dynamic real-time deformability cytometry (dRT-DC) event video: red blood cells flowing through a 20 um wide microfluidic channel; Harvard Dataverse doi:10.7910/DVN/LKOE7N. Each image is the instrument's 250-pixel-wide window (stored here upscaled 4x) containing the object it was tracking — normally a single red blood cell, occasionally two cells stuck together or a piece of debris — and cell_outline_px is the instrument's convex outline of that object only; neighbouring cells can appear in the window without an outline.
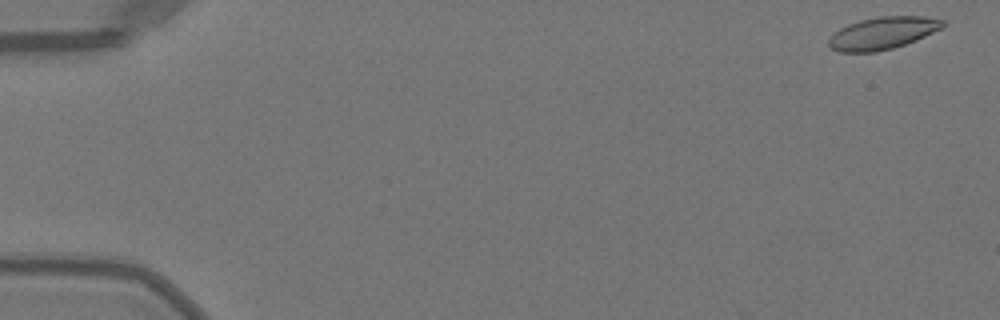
{"species": "Egyptian fruit bat (a non-hibernating species)", "species_latin": "Rousettus aegyptiacus", "temperature_condition": "warm", "stored_images_in_passage": 7, "camera_frame_rate_fps": 3000, "um_per_image_px": 0.085, "animal": {"sex": "female"}, "frame": {"image": 1, "passage_image": 1, "time_ms": 0.0, "image_size_px": [1000, 320], "cell_outline_px": [[944, 24], [940, 28], [916, 40], [892, 48], [876, 52], [840, 52], [832, 48], [828, 44], [828, 40], [840, 28], [848, 24], [860, 20], [880, 16], [924, 16], [944, 20]], "centroid_in_image_um": [75.01, 2.81], "position_along_channel_um": 10.0, "area_um2": 21.15}}